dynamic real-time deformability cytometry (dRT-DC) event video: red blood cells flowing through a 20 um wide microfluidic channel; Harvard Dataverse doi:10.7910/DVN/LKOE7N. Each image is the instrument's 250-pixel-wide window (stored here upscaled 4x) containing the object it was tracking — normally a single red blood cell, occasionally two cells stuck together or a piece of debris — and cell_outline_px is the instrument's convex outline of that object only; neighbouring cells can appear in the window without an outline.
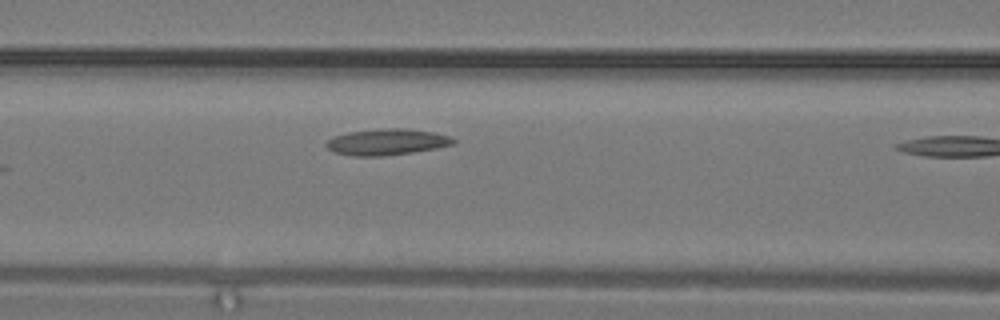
{"species": "common noctule bat (a hibernating species)", "species_latin": "Nyctalus noctula", "temperature_condition": "warm", "stored_images_in_passage": 8, "camera_frame_rate_fps": 3000, "um_per_image_px": 0.085, "animal": {"sex": "male", "body_mass_g": 19.2, "forearm_length_mm": 51.8}, "frame": {"image": 1, "passage_image": 7, "time_ms": 2.0, "image_size_px": [1000, 320], "cell_outline_px": [[456, 144], [436, 148], [412, 152], [384, 156], [352, 156], [336, 152], [328, 148], [324, 144], [332, 136], [348, 132], [384, 128], [408, 128], [432, 132], [448, 136], [456, 140]], "centroid_in_image_um": [32.88, 12.06], "position_along_channel_um": 133.7, "area_um2": 19.42}}